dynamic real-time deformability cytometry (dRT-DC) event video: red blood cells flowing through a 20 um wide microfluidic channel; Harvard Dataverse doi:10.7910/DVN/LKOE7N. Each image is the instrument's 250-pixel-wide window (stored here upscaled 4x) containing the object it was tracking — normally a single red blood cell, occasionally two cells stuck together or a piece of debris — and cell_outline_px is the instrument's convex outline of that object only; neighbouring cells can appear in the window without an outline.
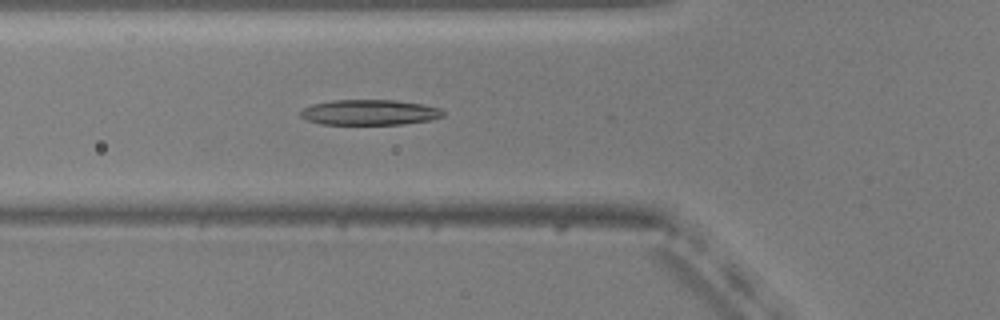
{"species": "common noctule bat (a hibernating species)", "species_latin": "Nyctalus noctula", "temperature_condition": "warm", "stored_images_in_passage": 17, "camera_frame_rate_fps": 3000, "um_per_image_px": 0.085, "animal": {"sex": "male", "body_mass_g": 20.5, "forearm_length_mm": 52.5}, "frame": {"image": 1, "passage_image": 10, "time_ms": 3.0, "image_size_px": [1000, 320], "cell_outline_px": [[444, 116], [432, 120], [404, 124], [320, 124], [308, 120], [300, 116], [300, 112], [304, 108], [312, 104], [332, 100], [396, 100], [424, 104], [440, 108], [444, 112]], "centroid_in_image_um": [31.45, 9.55], "position_along_channel_um": 94.4, "area_um2": 21.21}}
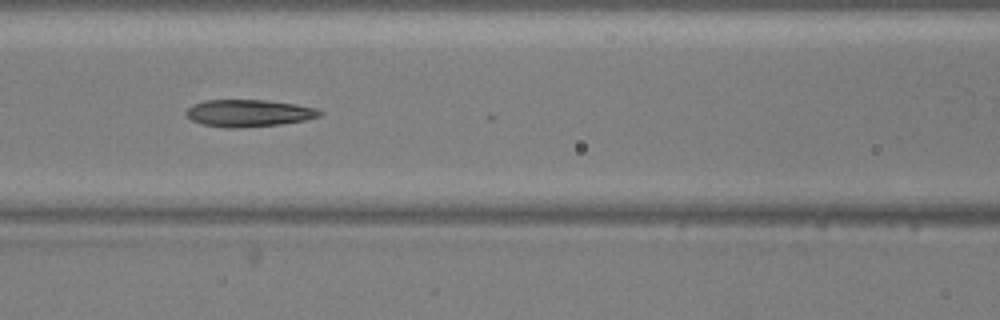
{"frame": {"image": 2, "passage_image": 14, "time_ms": 4.333, "image_size_px": [1000, 320], "cell_outline_px": [[324, 112], [320, 116], [304, 120], [280, 124], [236, 128], [224, 128], [200, 124], [192, 120], [184, 112], [192, 104], [204, 100], [268, 100], [296, 104], [316, 108]], "centroid_in_image_um": [21.12, 9.61], "position_along_channel_um": 145.5, "area_um2": 21.21}}